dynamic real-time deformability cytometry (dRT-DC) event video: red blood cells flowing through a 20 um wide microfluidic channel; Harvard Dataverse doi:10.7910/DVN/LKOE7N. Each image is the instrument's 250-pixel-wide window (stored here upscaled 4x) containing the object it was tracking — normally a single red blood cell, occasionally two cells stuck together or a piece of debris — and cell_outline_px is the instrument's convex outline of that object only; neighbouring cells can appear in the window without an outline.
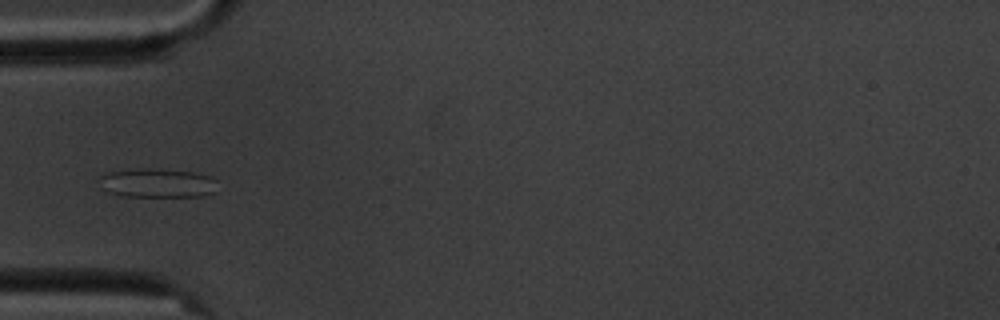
{"species": "common noctule bat (a hibernating species)", "species_latin": "Nyctalus noctula", "temperature_condition": "cold", "stored_images_in_passage": 10, "camera_frame_rate_fps": 3000, "um_per_image_px": 0.085, "animal": {"sex": "male", "body_mass_g": 20.1, "forearm_length_mm": 53.5}, "frame": {"image": 1, "passage_image": 4, "time_ms": 3.333, "image_size_px": [1000, 320], "cell_outline_px": [[216, 192], [200, 196], [120, 196], [108, 192], [104, 188], [100, 176], [108, 172], [140, 168], [148, 168], [192, 172], [208, 176], [216, 180]], "centroid_in_image_um": [13.39, 15.56], "position_along_channel_um": 71.6, "area_um2": 19.77}}
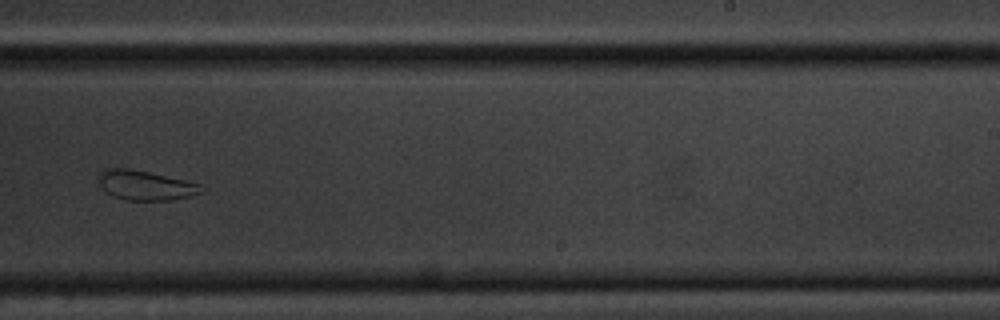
{"frame": {"image": 2, "passage_image": 9, "time_ms": 9.333, "image_size_px": [1000, 320], "cell_outline_px": [[208, 188], [204, 192], [172, 200], [124, 200], [108, 192], [100, 184], [100, 172], [104, 168], [128, 168], [148, 172], [184, 180], [200, 184]], "centroid_in_image_um": [12.43, 15.75], "position_along_channel_um": 276.6, "area_um2": 17.51}}
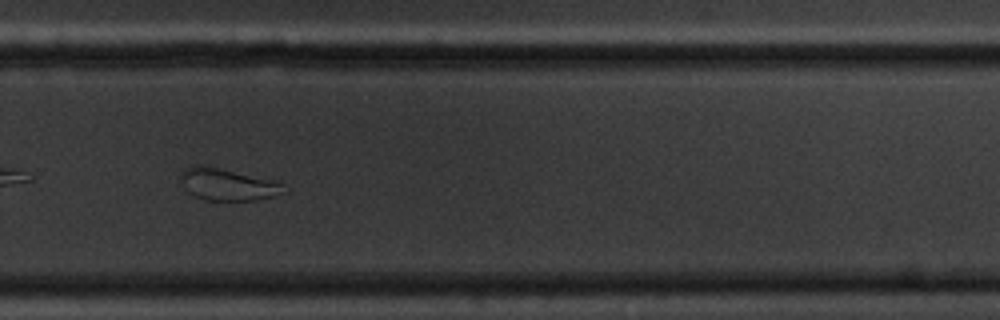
{"frame": {"image": 3, "passage_image": 10, "time_ms": 10.333, "image_size_px": [1000, 320], "cell_outline_px": [[288, 192], [256, 200], [208, 200], [196, 196], [188, 192], [180, 172], [184, 168], [192, 164], [200, 164], [280, 180], [284, 184]], "centroid_in_image_um": [19.44, 15.65], "position_along_channel_um": 310.4, "area_um2": 19.48}}